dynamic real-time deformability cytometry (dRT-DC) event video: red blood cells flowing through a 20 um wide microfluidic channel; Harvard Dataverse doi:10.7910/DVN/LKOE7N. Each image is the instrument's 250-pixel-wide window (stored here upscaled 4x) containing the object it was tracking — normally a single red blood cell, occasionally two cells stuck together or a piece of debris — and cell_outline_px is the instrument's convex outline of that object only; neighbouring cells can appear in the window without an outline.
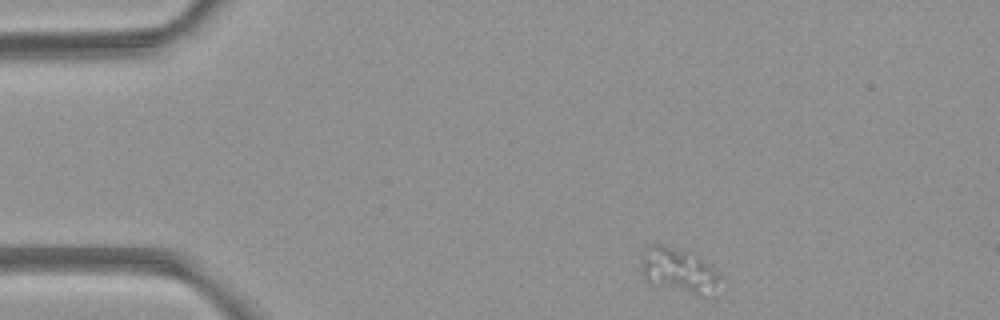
{"species": "common noctule bat (a hibernating species)", "species_latin": "Nyctalus noctula", "temperature_condition": "room temperature", "stored_images_in_passage": 2, "camera_frame_rate_fps": 3000, "um_per_image_px": 0.085, "animal": {"sex": "female", "body_mass_g": 21.9}, "frame": {"image": 1, "passage_image": 1, "time_ms": 0.0, "image_size_px": [1000, 320], "cell_outline_px": [[720, 276], [716, 280], [696, 292], [692, 292], [644, 280], [640, 268], [640, 260], [644, 248], [652, 244], [660, 244], [692, 252], [708, 264]], "centroid_in_image_um": [57.45, 22.8], "position_along_channel_um": 27.6, "area_um2": 18.67}}